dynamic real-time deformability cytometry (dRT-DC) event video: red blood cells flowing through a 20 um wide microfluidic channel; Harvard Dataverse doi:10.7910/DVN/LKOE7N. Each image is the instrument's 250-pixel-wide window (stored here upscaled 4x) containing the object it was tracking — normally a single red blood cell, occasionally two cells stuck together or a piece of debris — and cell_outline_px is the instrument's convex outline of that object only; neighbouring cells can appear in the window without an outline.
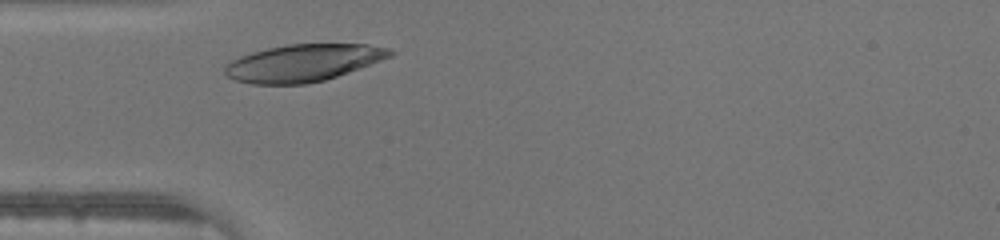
{"species": "human", "species_latin": "Homo sapiens", "temperature_condition": "warm", "stored_images_in_passage": 25, "camera_frame_rate_fps": 3000, "um_per_image_px": 0.085, "donor": {"sex": "male"}, "frame": {"image": 1, "passage_image": 3, "time_ms": 0.667, "image_size_px": [1000, 240], "cell_outline_px": [[396, 52], [392, 56], [348, 72], [324, 80], [304, 84], [252, 84], [236, 80], [228, 76], [224, 72], [224, 64], [240, 56], [252, 52], [268, 48], [288, 44], [368, 44], [388, 48]], "centroid_in_image_um": [25.76, 5.34], "position_along_channel_um": 59.2, "area_um2": 35.6}}
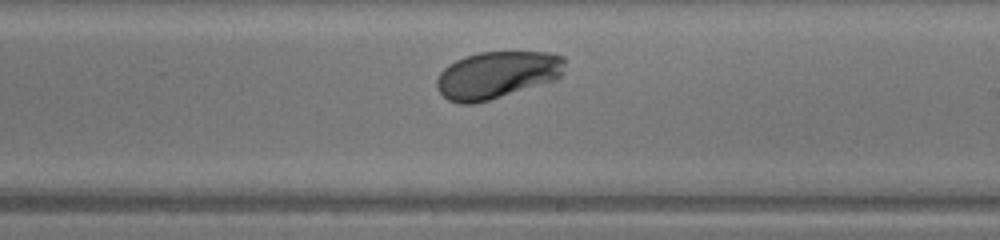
{"frame": {"image": 2, "passage_image": 16, "time_ms": 5.0, "image_size_px": [1000, 240], "cell_outline_px": [[564, 64], [560, 76], [556, 80], [476, 104], [460, 104], [448, 100], [436, 88], [436, 80], [440, 72], [448, 64], [464, 56], [480, 52], [552, 52], [564, 56]], "centroid_in_image_um": [42.22, 6.37], "position_along_channel_um": 246.8, "area_um2": 35.43}}
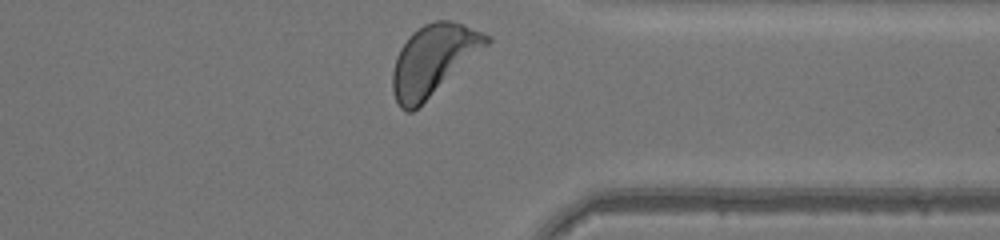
{"frame": {"image": 3, "passage_image": 25, "time_ms": 8.0, "image_size_px": [1000, 240], "cell_outline_px": [[492, 40], [488, 44], [412, 112], [404, 112], [400, 108], [396, 100], [392, 88], [392, 72], [396, 56], [400, 48], [408, 36], [412, 32], [424, 24], [436, 20], [448, 20], [484, 32], [492, 36]], "centroid_in_image_um": [36.79, 5.08], "position_along_channel_um": 374.6, "area_um2": 37.86}}